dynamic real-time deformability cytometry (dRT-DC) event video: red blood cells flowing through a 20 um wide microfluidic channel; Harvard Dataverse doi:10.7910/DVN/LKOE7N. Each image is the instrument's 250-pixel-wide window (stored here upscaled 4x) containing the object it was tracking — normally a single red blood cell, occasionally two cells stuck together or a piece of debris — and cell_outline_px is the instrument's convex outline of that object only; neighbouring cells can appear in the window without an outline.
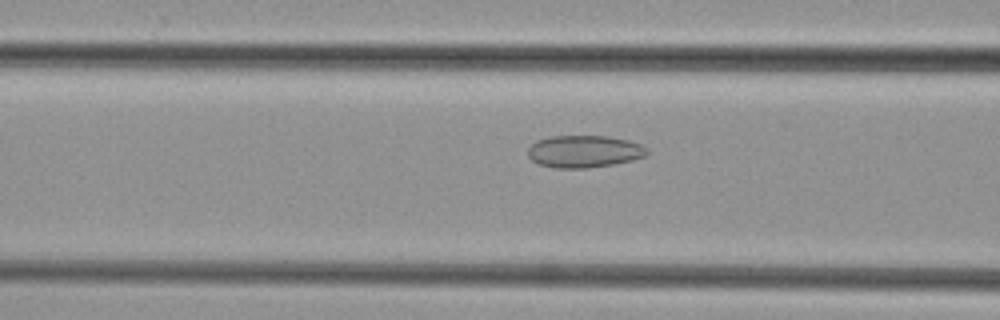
{"species": "common noctule bat (a hibernating species)", "species_latin": "Nyctalus noctula", "temperature_condition": "cold", "stored_images_in_passage": 35, "camera_frame_rate_fps": 3000, "um_per_image_px": 0.085, "animal": {"sex": "female", "body_mass_g": 29.2, "forearm_length_mm": 56.3}, "frame": {"image": 1, "passage_image": 6, "time_ms": 1.667, "image_size_px": [1000, 320], "cell_outline_px": [[648, 152], [644, 156], [632, 160], [612, 164], [588, 168], [556, 168], [540, 164], [532, 160], [528, 156], [528, 148], [536, 140], [552, 136], [608, 136], [628, 140], [640, 144], [648, 148]], "centroid_in_image_um": [49.65, 12.87], "position_along_channel_um": 117.0, "area_um2": 22.31}}
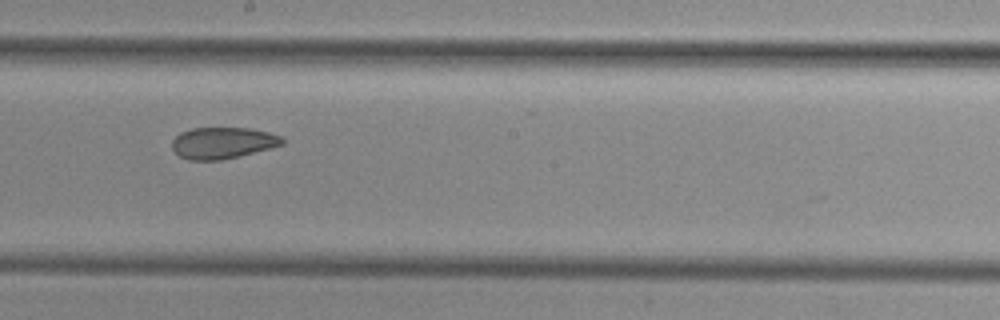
{"frame": {"image": 2, "passage_image": 14, "time_ms": 4.333, "image_size_px": [1000, 320], "cell_outline_px": [[284, 144], [220, 160], [188, 160], [180, 156], [172, 148], [172, 140], [180, 132], [192, 128], [252, 128], [284, 136]], "centroid_in_image_um": [18.92, 12.13], "position_along_channel_um": 229.3, "area_um2": 20.06}}
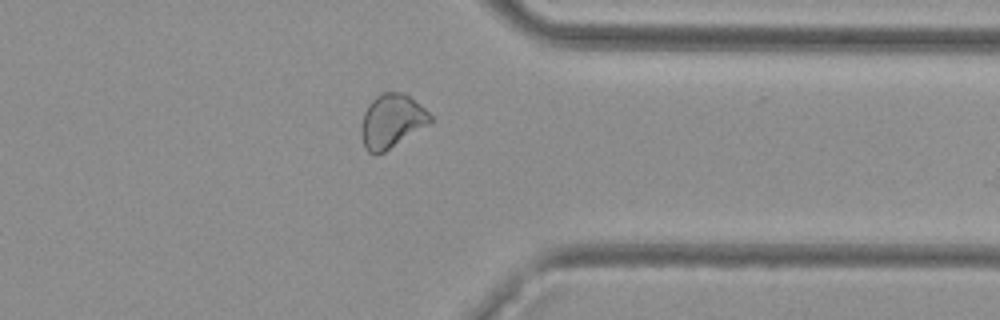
{"frame": {"image": 3, "passage_image": 25, "time_ms": 8.0, "image_size_px": [1000, 320], "cell_outline_px": [[432, 120], [428, 124], [384, 152], [376, 156], [368, 152], [364, 148], [360, 132], [360, 128], [364, 112], [368, 104], [380, 92], [404, 92], [420, 104], [432, 116]], "centroid_in_image_um": [33.25, 10.29], "position_along_channel_um": 378.1, "area_um2": 21.68}}